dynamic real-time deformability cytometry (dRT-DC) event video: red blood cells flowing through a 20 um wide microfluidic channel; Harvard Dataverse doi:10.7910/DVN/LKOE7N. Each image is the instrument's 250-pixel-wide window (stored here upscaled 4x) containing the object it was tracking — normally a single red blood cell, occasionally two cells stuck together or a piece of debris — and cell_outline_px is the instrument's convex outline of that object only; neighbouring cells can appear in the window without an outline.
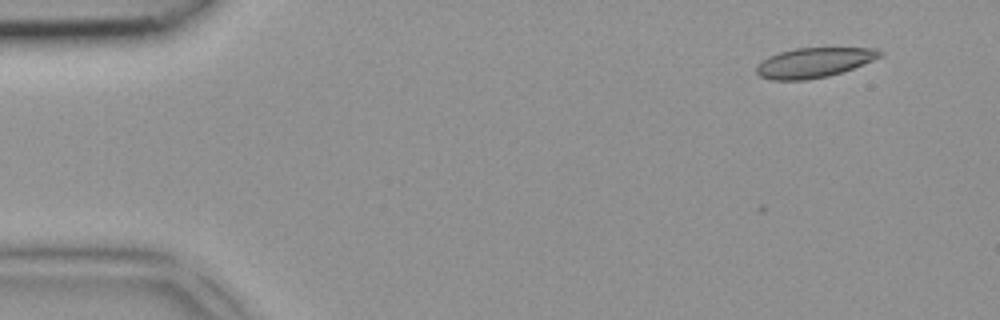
{"species": "common noctule bat (a hibernating species)", "species_latin": "Nyctalus noctula", "temperature_condition": "room temperature", "stored_images_in_passage": 4, "camera_frame_rate_fps": 3000, "um_per_image_px": 0.085, "animal": {"sex": "female", "body_mass_g": 18.4}, "frame": {"image": 1, "passage_image": 1, "time_ms": 0.0, "image_size_px": [1000, 320], "cell_outline_px": [[884, 56], [852, 68], [828, 76], [804, 80], [772, 80], [760, 76], [756, 72], [756, 64], [768, 56], [780, 52], [796, 48], [876, 48], [884, 52]], "centroid_in_image_um": [69.18, 5.31], "position_along_channel_um": 15.8, "area_um2": 21.44}}
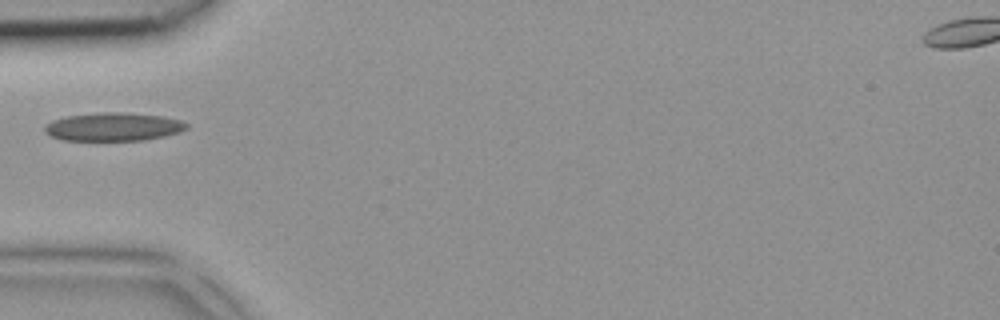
{"frame": {"image": 2, "passage_image": 4, "time_ms": 1.0, "image_size_px": [1000, 320], "cell_outline_px": [[188, 128], [180, 132], [164, 136], [144, 140], [64, 140], [52, 136], [44, 132], [44, 128], [52, 120], [68, 116], [104, 112], [116, 112], [160, 116], [180, 120], [188, 124]], "centroid_in_image_um": [9.65, 10.78], "position_along_channel_um": 75.3, "area_um2": 23.06}}